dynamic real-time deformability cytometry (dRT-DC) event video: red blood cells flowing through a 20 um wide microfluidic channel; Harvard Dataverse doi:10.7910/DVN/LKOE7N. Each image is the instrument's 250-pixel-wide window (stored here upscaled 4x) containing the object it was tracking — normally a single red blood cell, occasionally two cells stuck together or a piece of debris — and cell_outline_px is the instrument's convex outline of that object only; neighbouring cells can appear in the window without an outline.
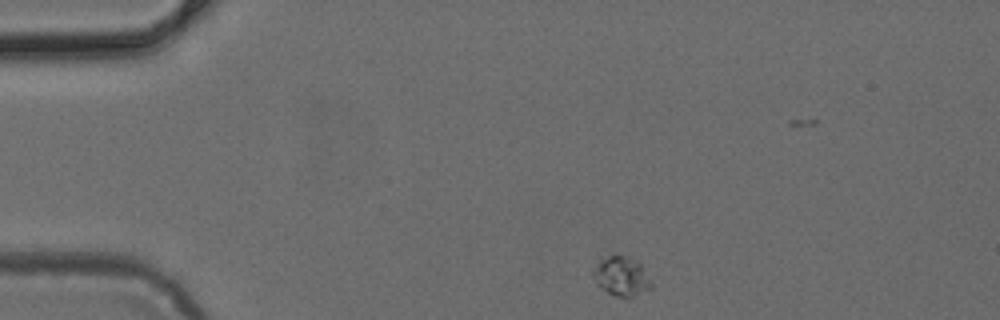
{"species": "common noctule bat (a hibernating species)", "species_latin": "Nyctalus noctula", "temperature_condition": "cold", "stored_images_in_passage": 5, "camera_frame_rate_fps": 3000, "um_per_image_px": 0.085, "animal": {"sex": "female", "body_mass_g": 24.6, "forearm_length_mm": 56.2}, "frame": {"image": 1, "passage_image": 1, "time_ms": 0.0, "image_size_px": [1000, 320], "cell_outline_px": [[652, 288], [632, 296], [616, 296], [600, 288], [592, 276], [592, 272], [600, 256], [628, 256], [636, 260], [644, 268], [652, 284]], "centroid_in_image_um": [52.79, 23.45], "position_along_channel_um": 32.2, "area_um2": 13.29}}
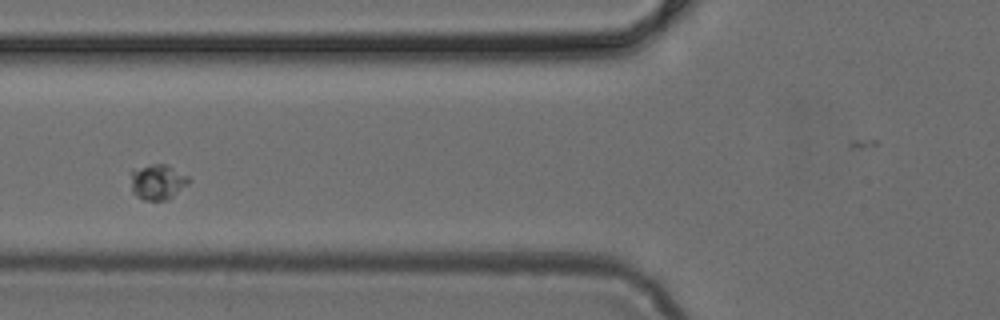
{"frame": {"image": 2, "passage_image": 3, "time_ms": 0.667, "image_size_px": [1000, 320], "cell_outline_px": [[192, 180], [188, 184], [168, 200], [144, 200], [136, 196], [132, 192], [132, 168], [152, 164], [164, 164], [188, 176]], "centroid_in_image_um": [13.39, 15.47], "position_along_channel_um": 112.4, "area_um2": 11.91}}
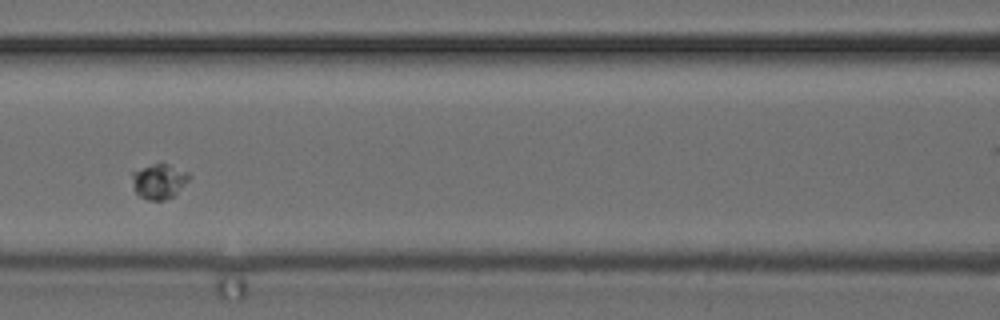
{"frame": {"image": 3, "passage_image": 4, "time_ms": 1.0, "image_size_px": [1000, 320], "cell_outline_px": [[192, 176], [172, 196], [164, 200], [148, 200], [140, 196], [136, 192], [132, 176], [132, 172], [152, 164], [168, 164], [188, 172]], "centroid_in_image_um": [13.53, 15.4], "position_along_channel_um": 153.1, "area_um2": 11.27}}